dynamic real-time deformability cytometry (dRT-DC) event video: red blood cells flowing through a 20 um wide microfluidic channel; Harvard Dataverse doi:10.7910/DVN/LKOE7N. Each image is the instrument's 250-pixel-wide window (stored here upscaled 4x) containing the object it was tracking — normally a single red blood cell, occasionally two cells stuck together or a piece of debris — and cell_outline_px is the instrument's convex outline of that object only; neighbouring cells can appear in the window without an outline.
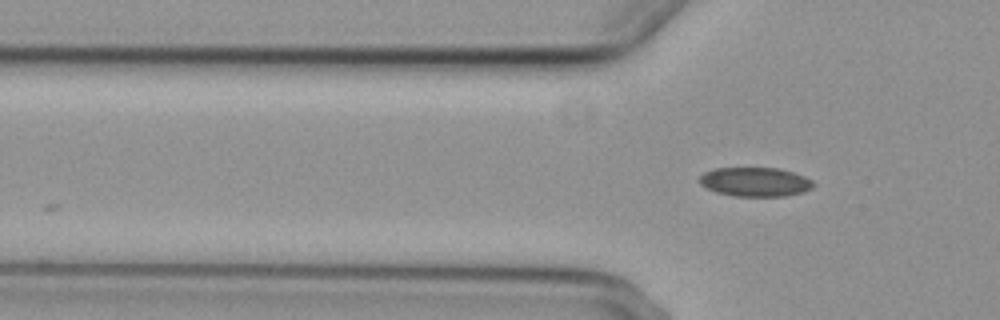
{"species": "common noctule bat (a hibernating species)", "species_latin": "Nyctalus noctula", "temperature_condition": "cold", "stored_images_in_passage": 4, "camera_frame_rate_fps": 3000, "um_per_image_px": 0.085, "animal": {"sex": "female", "body_mass_g": 29.2, "forearm_length_mm": 56.3}, "frame": {"image": 1, "passage_image": 4, "time_ms": 3.667, "image_size_px": [1000, 320], "cell_outline_px": [[816, 184], [812, 188], [804, 192], [784, 196], [732, 196], [716, 192], [700, 184], [700, 176], [704, 172], [716, 168], [776, 168], [792, 172], [804, 176], [812, 180]], "centroid_in_image_um": [64.21, 15.46], "position_along_channel_um": 61.6, "area_um2": 19.31}}